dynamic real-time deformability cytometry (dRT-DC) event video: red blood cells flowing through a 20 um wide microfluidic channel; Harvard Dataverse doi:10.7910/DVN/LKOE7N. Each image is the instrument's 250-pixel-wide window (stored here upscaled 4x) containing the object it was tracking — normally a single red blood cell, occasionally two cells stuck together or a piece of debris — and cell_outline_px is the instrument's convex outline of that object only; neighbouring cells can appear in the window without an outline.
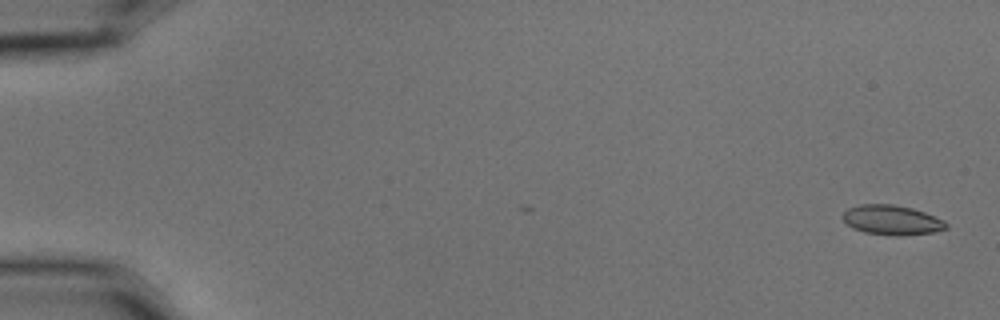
{"species": "common noctule bat (a hibernating species)", "species_latin": "Nyctalus noctula", "temperature_condition": "cold", "stored_images_in_passage": 8, "camera_frame_rate_fps": 3000, "um_per_image_px": 0.085, "animal": {"sex": "male", "body_mass_g": 15.6}, "frame": {"image": 1, "passage_image": 1, "time_ms": 0.0, "image_size_px": [1000, 320], "cell_outline_px": [[948, 228], [932, 232], [900, 236], [896, 236], [864, 232], [852, 228], [840, 216], [848, 208], [860, 204], [892, 204], [912, 208], [924, 212], [944, 220], [948, 224]], "centroid_in_image_um": [75.79, 18.7], "position_along_channel_um": 9.2, "area_um2": 17.92}}
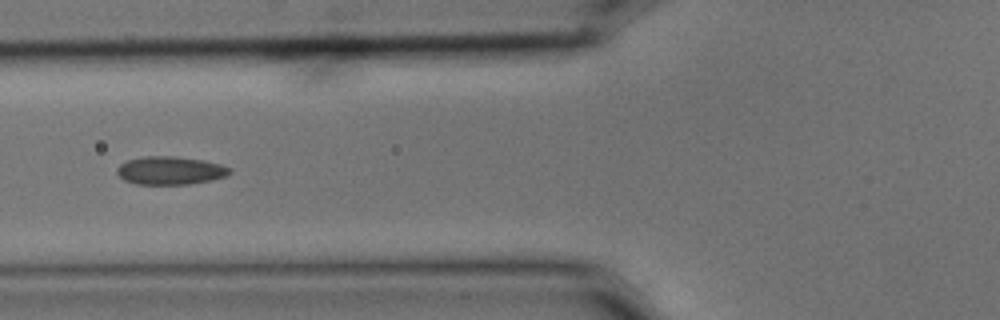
{"frame": {"image": 2, "passage_image": 7, "time_ms": 2.0, "image_size_px": [1000, 320], "cell_outline_px": [[232, 172], [228, 176], [212, 180], [188, 184], [136, 184], [124, 180], [116, 172], [116, 168], [120, 164], [128, 160], [144, 156], [172, 156], [204, 160], [220, 164], [232, 168]], "centroid_in_image_um": [14.5, 14.49], "position_along_channel_um": 111.3, "area_um2": 18.61}}
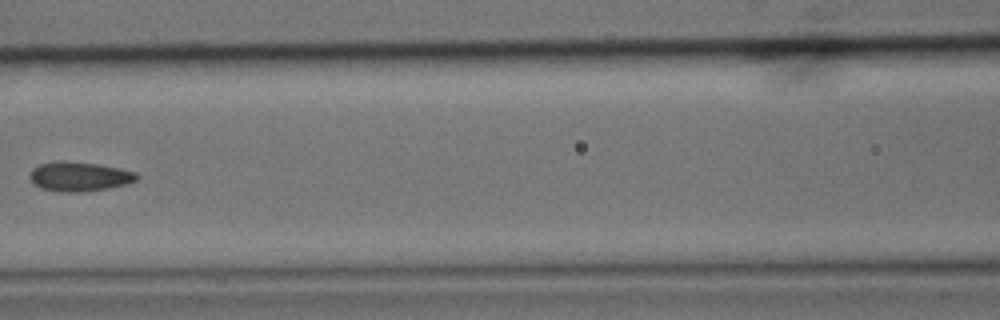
{"frame": {"image": 3, "passage_image": 8, "time_ms": 2.333, "image_size_px": [1000, 320], "cell_outline_px": [[140, 176], [136, 180], [128, 184], [108, 188], [80, 192], [60, 192], [40, 188], [32, 184], [28, 176], [32, 168], [40, 164], [60, 160], [64, 160], [96, 164], [136, 172]], "centroid_in_image_um": [6.69, 15.01], "position_along_channel_um": 159.9, "area_um2": 18.5}}